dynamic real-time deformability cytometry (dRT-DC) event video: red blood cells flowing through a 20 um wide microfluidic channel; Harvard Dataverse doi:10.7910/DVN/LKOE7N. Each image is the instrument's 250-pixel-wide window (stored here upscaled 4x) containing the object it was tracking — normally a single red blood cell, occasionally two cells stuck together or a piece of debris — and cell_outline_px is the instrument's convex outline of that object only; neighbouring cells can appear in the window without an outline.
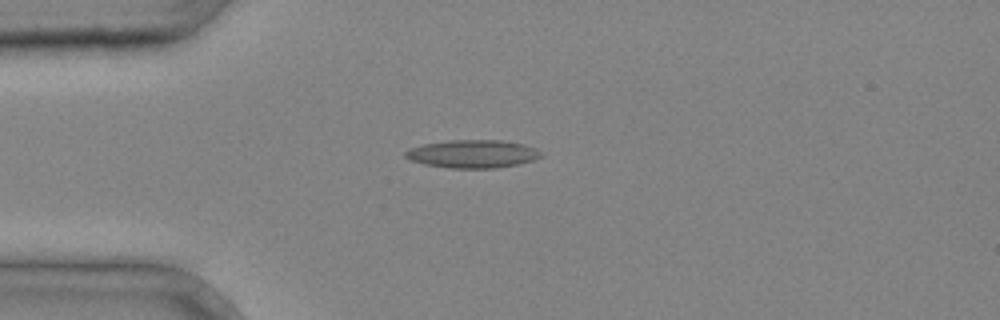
{"species": "common noctule bat (a hibernating species)", "species_latin": "Nyctalus noctula", "temperature_condition": "cold", "stored_images_in_passage": 2, "camera_frame_rate_fps": 3000, "um_per_image_px": 0.085, "animal": {"sex": "male", "body_mass_g": 20.4}, "frame": {"image": 1, "passage_image": 2, "time_ms": 0.333, "image_size_px": [1000, 320], "cell_outline_px": [[544, 156], [532, 160], [516, 164], [496, 168], [448, 168], [424, 164], [412, 160], [404, 156], [404, 152], [412, 148], [424, 144], [448, 140], [500, 140], [524, 144], [536, 148]], "centroid_in_image_um": [40.19, 13.08], "position_along_channel_um": 44.8, "area_um2": 22.02}}